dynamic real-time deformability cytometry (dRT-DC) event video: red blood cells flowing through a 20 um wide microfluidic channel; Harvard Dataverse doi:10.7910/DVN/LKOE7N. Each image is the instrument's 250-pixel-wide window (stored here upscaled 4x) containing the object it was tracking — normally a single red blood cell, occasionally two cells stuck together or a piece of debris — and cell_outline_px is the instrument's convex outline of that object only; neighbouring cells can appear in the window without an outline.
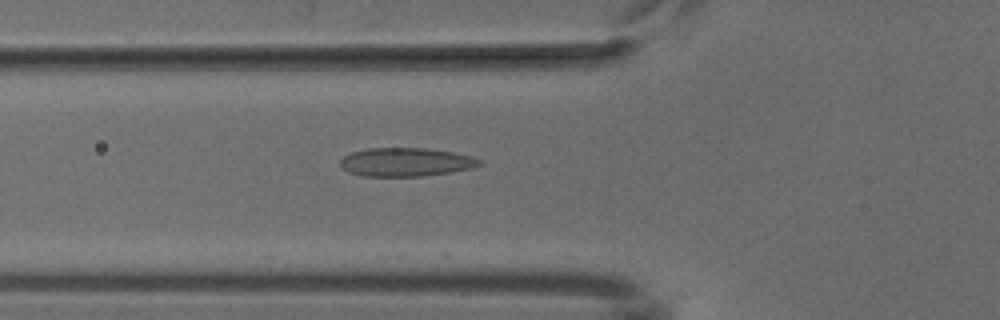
{"species": "common noctule bat (a hibernating species)", "species_latin": "Nyctalus noctula", "temperature_condition": "cold", "stored_images_in_passage": 39, "camera_frame_rate_fps": 3000, "um_per_image_px": 0.085, "animal": {"sex": "male", "body_mass_g": 18.8}, "frame": {"image": 1, "passage_image": 6, "time_ms": 1.667, "image_size_px": [1000, 320], "cell_outline_px": [[480, 164], [472, 168], [452, 172], [424, 176], [360, 176], [348, 172], [340, 168], [340, 160], [344, 156], [352, 152], [368, 148], [428, 148], [452, 152], [472, 156], [480, 160]], "centroid_in_image_um": [34.46, 13.78], "position_along_channel_um": 91.3, "area_um2": 23.29}}
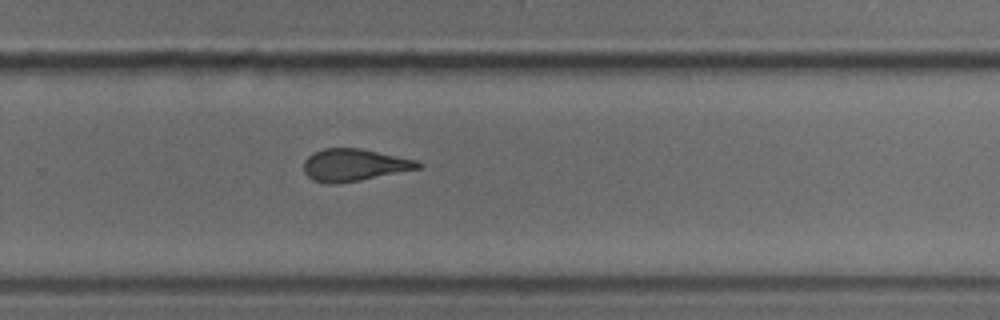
{"frame": {"image": 2, "passage_image": 22, "time_ms": 7.0, "image_size_px": [1000, 320], "cell_outline_px": [[424, 164], [420, 168], [360, 180], [336, 184], [328, 184], [312, 180], [304, 172], [304, 160], [308, 156], [324, 148], [360, 148], [416, 160]], "centroid_in_image_um": [30.09, 14.03], "position_along_channel_um": 299.7, "area_um2": 21.33}}
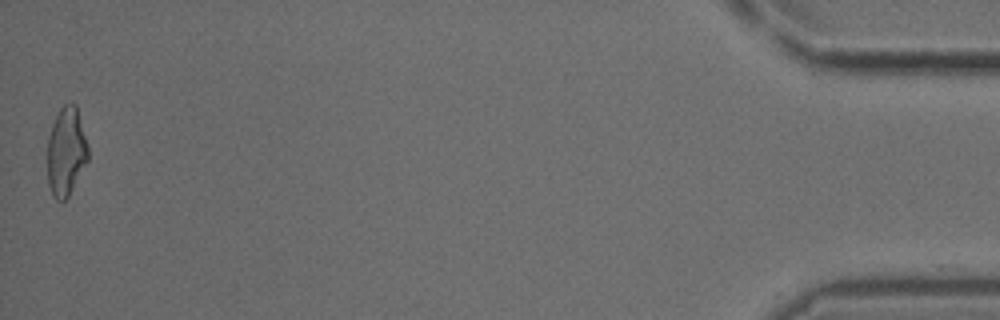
{"frame": {"image": 3, "passage_image": 39, "time_ms": 12.667, "image_size_px": [1000, 320], "cell_outline_px": [[88, 160], [68, 196], [64, 200], [56, 200], [52, 196], [48, 184], [48, 136], [52, 124], [60, 108], [64, 104], [76, 104], [88, 144]], "centroid_in_image_um": [5.62, 12.88], "position_along_channel_um": 429.6, "area_um2": 20.92}}